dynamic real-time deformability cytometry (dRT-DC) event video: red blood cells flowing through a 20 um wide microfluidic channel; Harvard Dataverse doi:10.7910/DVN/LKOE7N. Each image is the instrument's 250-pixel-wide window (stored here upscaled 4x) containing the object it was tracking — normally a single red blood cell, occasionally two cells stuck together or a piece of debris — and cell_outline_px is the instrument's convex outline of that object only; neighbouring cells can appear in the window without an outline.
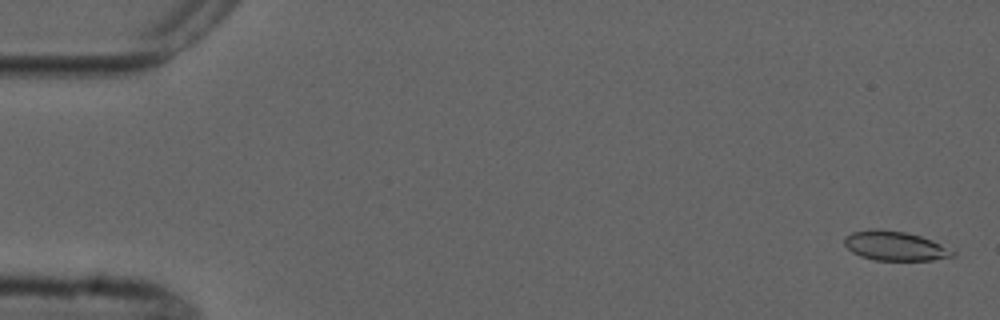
{"species": "common noctule bat (a hibernating species)", "species_latin": "Nyctalus noctula", "temperature_condition": "cold", "stored_images_in_passage": 4, "camera_frame_rate_fps": 3000, "um_per_image_px": 0.085, "animal": {"sex": "male", "forearm_length_mm": 52.5}, "frame": {"image": 1, "passage_image": 1, "time_ms": 0.0, "image_size_px": [1000, 320], "cell_outline_px": [[956, 256], [932, 260], [876, 260], [860, 256], [852, 252], [844, 244], [844, 236], [852, 232], [868, 228], [880, 228], [904, 232], [920, 236], [932, 240], [956, 252]], "centroid_in_image_um": [76.04, 20.89], "position_along_channel_um": 9.0, "area_um2": 18.67}}
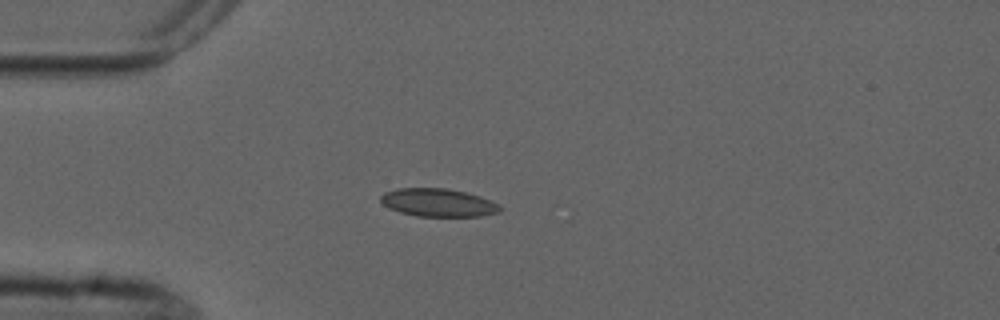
{"frame": {"image": 2, "passage_image": 4, "time_ms": 4.333, "image_size_px": [1000, 320], "cell_outline_px": [[504, 208], [500, 212], [480, 216], [416, 216], [400, 212], [388, 208], [380, 200], [380, 196], [384, 192], [396, 188], [448, 188], [480, 196]], "centroid_in_image_um": [37.21, 17.22], "position_along_channel_um": 47.8, "area_um2": 19.48}}